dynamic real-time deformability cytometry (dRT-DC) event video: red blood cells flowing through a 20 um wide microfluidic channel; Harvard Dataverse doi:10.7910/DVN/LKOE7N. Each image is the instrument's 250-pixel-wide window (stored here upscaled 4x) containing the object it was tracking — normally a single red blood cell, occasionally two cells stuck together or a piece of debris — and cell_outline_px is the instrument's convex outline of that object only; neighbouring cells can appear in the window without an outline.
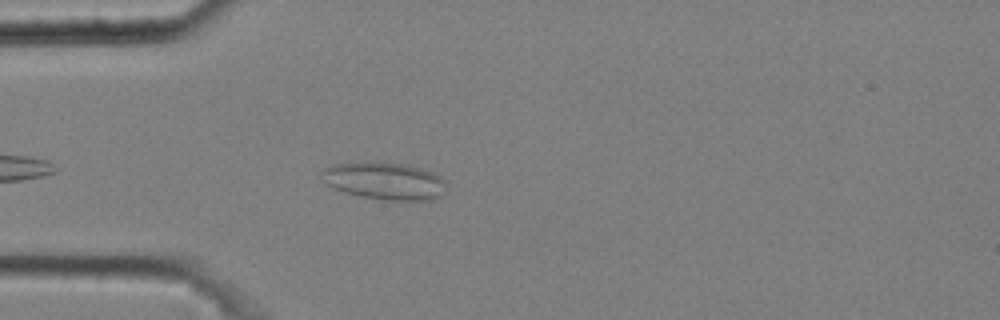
{"species": "common noctule bat (a hibernating species)", "species_latin": "Nyctalus noctula", "temperature_condition": "cold", "stored_images_in_passage": 29, "camera_frame_rate_fps": 3000, "um_per_image_px": 0.085, "animal": {"sex": "male", "body_mass_g": 20.4}, "frame": {"image": 1, "passage_image": 5, "time_ms": 1.333, "image_size_px": [1000, 320], "cell_outline_px": [[448, 188], [440, 196], [432, 200], [384, 200], [356, 196], [344, 192], [328, 184], [320, 172], [324, 168], [332, 164], [404, 164], [420, 168], [432, 172], [440, 176], [444, 180]], "centroid_in_image_um": [32.75, 15.42], "position_along_channel_um": 52.2, "area_um2": 26.53}}
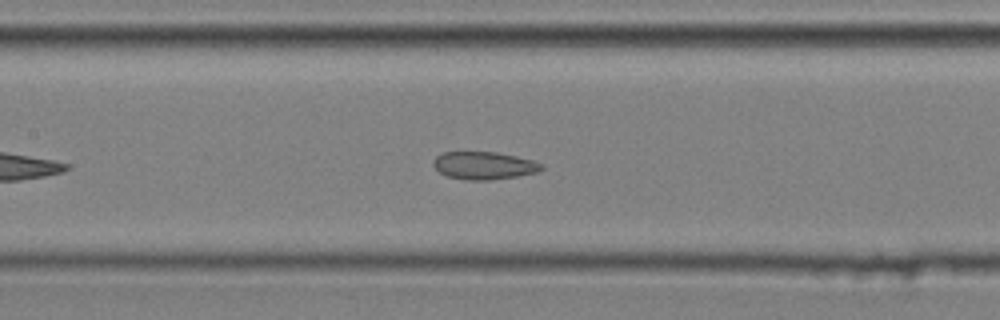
{"frame": {"image": 2, "passage_image": 15, "time_ms": 4.667, "image_size_px": [1000, 320], "cell_outline_px": [[544, 168], [536, 172], [516, 176], [488, 180], [464, 180], [448, 176], [440, 172], [432, 164], [432, 160], [436, 156], [444, 152], [496, 152], [516, 156], [532, 160], [544, 164]], "centroid_in_image_um": [41.13, 14.06], "position_along_channel_um": 166.3, "area_um2": 17.4}}
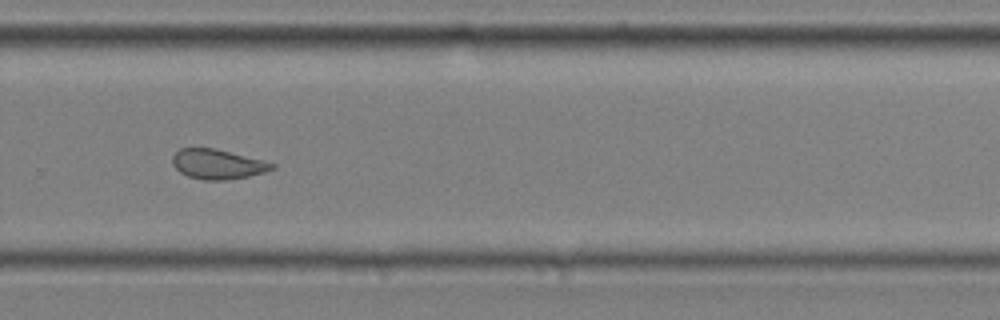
{"frame": {"image": 3, "passage_image": 27, "time_ms": 8.667, "image_size_px": [1000, 320], "cell_outline_px": [[276, 168], [264, 172], [248, 176], [224, 180], [204, 180], [188, 176], [180, 172], [172, 164], [172, 156], [180, 148], [216, 148], [264, 160], [276, 164]], "centroid_in_image_um": [18.51, 13.94], "position_along_channel_um": 311.3, "area_um2": 17.34}}